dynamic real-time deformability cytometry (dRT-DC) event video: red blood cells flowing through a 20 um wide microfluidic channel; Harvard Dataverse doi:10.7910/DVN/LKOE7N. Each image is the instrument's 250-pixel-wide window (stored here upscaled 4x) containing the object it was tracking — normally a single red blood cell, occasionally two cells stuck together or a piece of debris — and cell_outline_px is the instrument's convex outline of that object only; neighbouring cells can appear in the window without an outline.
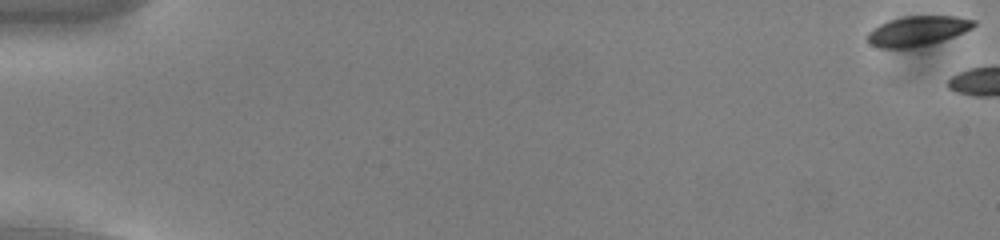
{"species": "common noctule bat (a hibernating species)", "species_latin": "Nyctalus noctula", "temperature_condition": "cold", "stored_images_in_passage": 5, "camera_frame_rate_fps": 3000, "um_per_image_px": 0.085, "animal": {"sex": "male", "body_mass_g": 13.0, "forearm_length_mm": 53.1}, "frame": {"image": 1, "passage_image": 1, "time_ms": 0.0, "image_size_px": [1000, 240], "cell_outline_px": [[976, 24], [972, 28], [964, 32], [944, 40], [912, 48], [880, 48], [872, 44], [868, 40], [868, 32], [872, 28], [880, 24], [904, 16], [956, 16], [976, 20]], "centroid_in_image_um": [78.02, 2.63], "position_along_channel_um": 7.0, "area_um2": 18.38}}